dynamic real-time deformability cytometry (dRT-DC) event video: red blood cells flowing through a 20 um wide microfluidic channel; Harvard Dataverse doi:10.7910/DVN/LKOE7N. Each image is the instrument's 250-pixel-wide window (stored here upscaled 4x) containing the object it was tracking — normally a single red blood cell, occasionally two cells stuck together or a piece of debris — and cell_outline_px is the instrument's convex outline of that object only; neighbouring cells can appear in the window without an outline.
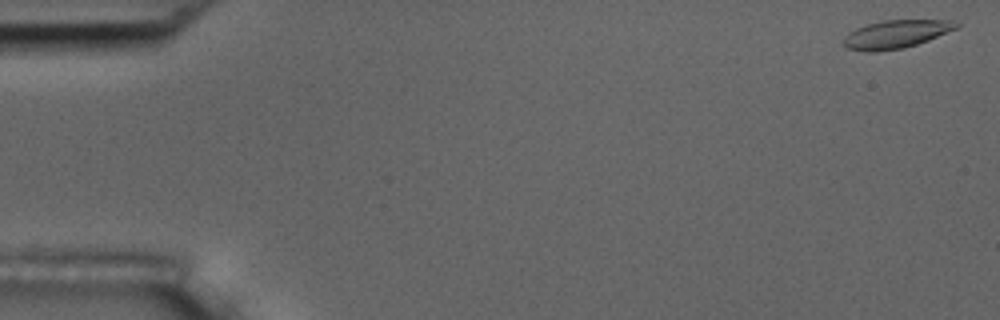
{"species": "common noctule bat (a hibernating species)", "species_latin": "Nyctalus noctula", "temperature_condition": "room temperature", "stored_images_in_passage": 5, "camera_frame_rate_fps": 3000, "um_per_image_px": 0.085, "animal": {"sex": "male", "body_mass_g": 17.5, "forearm_length_mm": 52.3}, "frame": {"image": 1, "passage_image": 1, "time_ms": 0.0, "image_size_px": [1000, 320], "cell_outline_px": [[960, 24], [956, 28], [928, 40], [904, 48], [876, 52], [868, 52], [844, 48], [840, 40], [848, 32], [856, 28], [868, 24], [884, 20], [948, 20]], "centroid_in_image_um": [76.05, 2.92], "position_along_channel_um": 9.0, "area_um2": 18.55}}
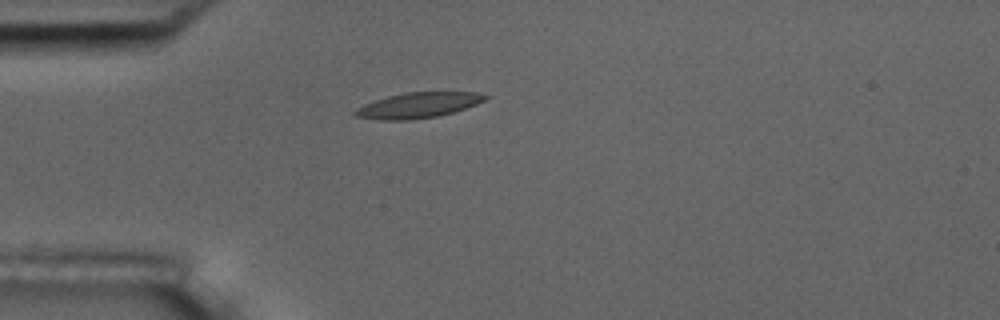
{"frame": {"image": 2, "passage_image": 4, "time_ms": 4.667, "image_size_px": [1000, 320], "cell_outline_px": [[492, 96], [476, 104], [452, 112], [436, 116], [408, 120], [380, 120], [356, 116], [352, 112], [356, 108], [364, 104], [388, 96], [404, 92], [476, 92]], "centroid_in_image_um": [35.53, 8.94], "position_along_channel_um": 49.5, "area_um2": 19.13}}